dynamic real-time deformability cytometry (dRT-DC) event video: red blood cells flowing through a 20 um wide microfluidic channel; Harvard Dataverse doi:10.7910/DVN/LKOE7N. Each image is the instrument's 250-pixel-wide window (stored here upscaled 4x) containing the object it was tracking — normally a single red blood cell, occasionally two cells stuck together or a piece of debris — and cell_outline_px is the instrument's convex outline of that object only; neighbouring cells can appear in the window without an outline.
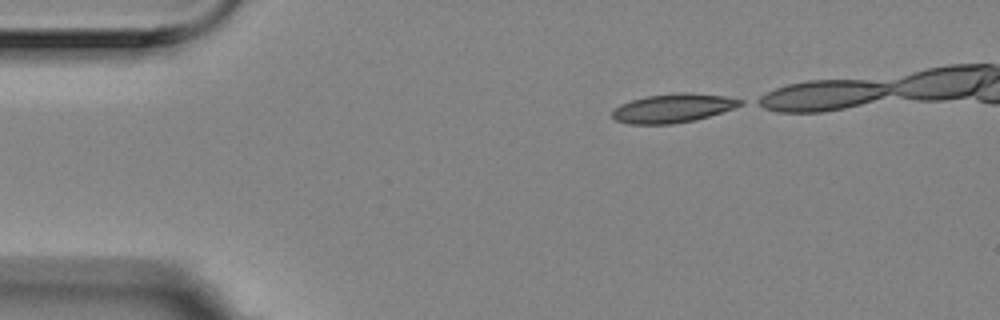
{"species": "Egyptian fruit bat (a non-hibernating species)", "species_latin": "Rousettus aegyptiacus", "temperature_condition": "room temperature", "stored_images_in_passage": 3, "camera_frame_rate_fps": 3000, "um_per_image_px": 0.085, "animal": {"sex": "female"}, "frame": {"image": 1, "passage_image": 1, "time_ms": 0.0, "image_size_px": [1000, 320], "cell_outline_px": [[744, 104], [696, 120], [672, 124], [628, 124], [616, 120], [612, 116], [612, 112], [620, 104], [632, 100], [648, 96], [680, 92], [692, 92], [728, 96], [744, 100]], "centroid_in_image_um": [57.23, 9.18], "position_along_channel_um": 27.8, "area_um2": 21.5}}